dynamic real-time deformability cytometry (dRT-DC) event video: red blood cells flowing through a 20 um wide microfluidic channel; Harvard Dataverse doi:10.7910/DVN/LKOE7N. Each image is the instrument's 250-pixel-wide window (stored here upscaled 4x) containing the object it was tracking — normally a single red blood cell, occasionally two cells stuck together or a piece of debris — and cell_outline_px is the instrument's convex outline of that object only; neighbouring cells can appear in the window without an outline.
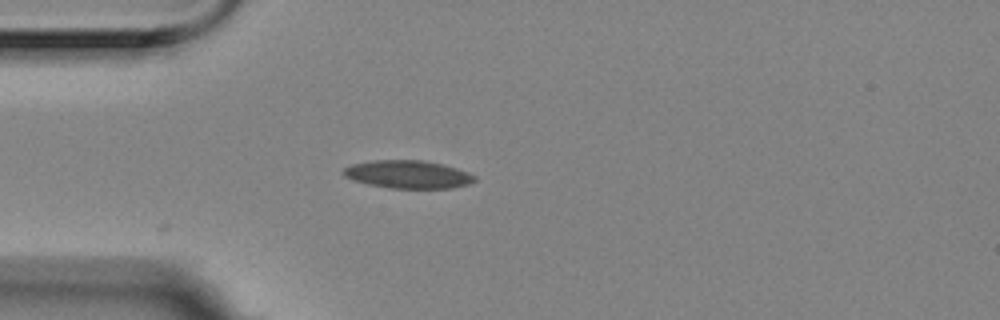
{"species": "Egyptian fruit bat (a non-hibernating species)", "species_latin": "Rousettus aegyptiacus", "temperature_condition": "room temperature", "stored_images_in_passage": 5, "camera_frame_rate_fps": 3000, "um_per_image_px": 0.085, "animal": {"sex": "female"}, "frame": {"image": 1, "passage_image": 5, "time_ms": 1.333, "image_size_px": [1000, 320], "cell_outline_px": [[476, 180], [468, 184], [452, 188], [388, 188], [368, 184], [352, 180], [344, 176], [340, 172], [344, 168], [352, 164], [376, 160], [424, 160], [444, 164], [468, 172], [476, 176]], "centroid_in_image_um": [34.67, 14.82], "position_along_channel_um": 50.3, "area_um2": 21.5}}